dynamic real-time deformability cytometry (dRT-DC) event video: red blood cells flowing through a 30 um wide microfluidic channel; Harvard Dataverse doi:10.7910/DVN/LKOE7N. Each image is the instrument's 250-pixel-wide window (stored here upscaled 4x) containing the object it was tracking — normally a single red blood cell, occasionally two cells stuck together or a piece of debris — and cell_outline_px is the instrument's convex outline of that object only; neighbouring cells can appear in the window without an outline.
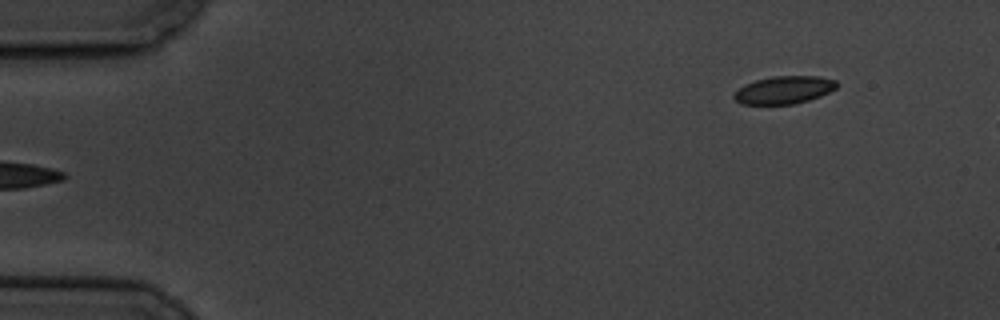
{"species": "common noctule bat (a hibernating species)", "species_latin": "Nyctalus noctula", "temperature_condition": "cold", "stored_images_in_passage": 6, "segment_of_instrument_passage": [2, 2], "camera_frame_rate_fps": 3000, "um_per_image_px": 0.085, "animal": {"sex": "male", "body_mass_g": 19.5, "forearm_length_mm": 54.6}, "frame": {"image": 1, "passage_image": 6, "time_ms": 6.0, "image_size_px": [1000, 320], "cell_outline_px": [[840, 84], [836, 88], [820, 96], [808, 100], [792, 104], [740, 104], [732, 96], [744, 84], [756, 80], [772, 76], [820, 76], [836, 80]], "centroid_in_image_um": [66.66, 7.63], "position_along_channel_um": 18.3, "area_um2": 16.59}}